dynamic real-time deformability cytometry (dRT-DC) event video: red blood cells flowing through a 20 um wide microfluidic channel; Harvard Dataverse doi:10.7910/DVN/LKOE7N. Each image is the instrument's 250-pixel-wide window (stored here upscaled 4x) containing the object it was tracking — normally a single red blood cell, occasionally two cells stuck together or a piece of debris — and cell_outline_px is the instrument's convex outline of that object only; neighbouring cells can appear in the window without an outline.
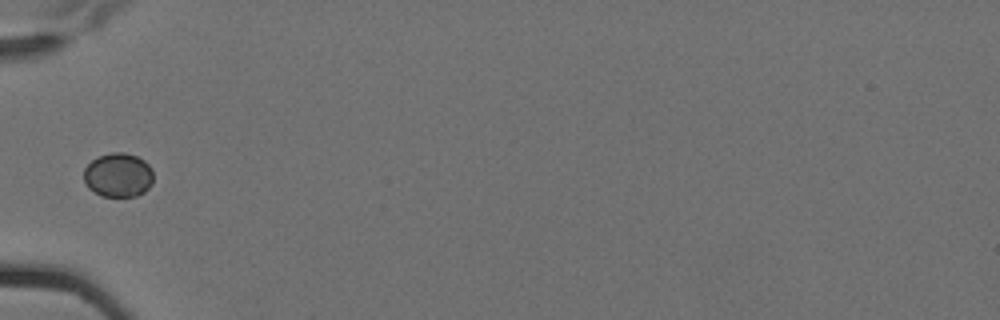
{"species": "Egyptian fruit bat (a non-hibernating species)", "species_latin": "Rousettus aegyptiacus", "temperature_condition": "cold", "stored_images_in_passage": 15, "camera_frame_rate_fps": 3000, "um_per_image_px": 0.085, "animal": {"sex": "female"}, "frame": {"image": 1, "passage_image": 6, "time_ms": 1.667, "image_size_px": [1000, 320], "cell_outline_px": [[152, 184], [144, 192], [136, 196], [100, 196], [88, 188], [84, 180], [84, 168], [92, 160], [100, 156], [112, 152], [124, 152], [136, 156], [144, 160], [152, 168]], "centroid_in_image_um": [10.05, 14.88], "position_along_channel_um": 75.0, "area_um2": 17.92}}
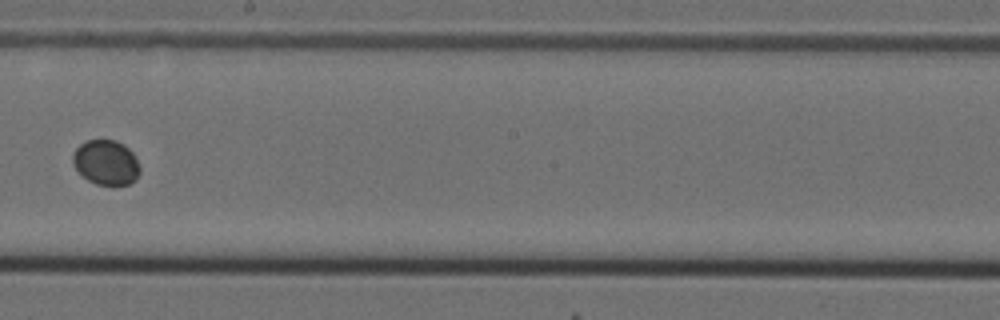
{"frame": {"image": 2, "passage_image": 10, "time_ms": 3.0, "image_size_px": [1000, 320], "cell_outline_px": [[140, 172], [136, 180], [128, 184], [112, 188], [96, 184], [88, 180], [72, 164], [72, 156], [76, 148], [80, 144], [88, 140], [116, 140], [124, 144], [132, 152], [140, 168]], "centroid_in_image_um": [9.03, 13.85], "position_along_channel_um": 239.2, "area_um2": 17.86}}
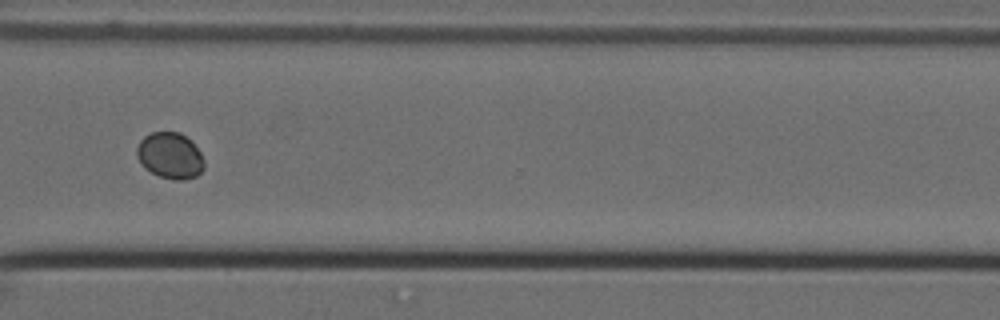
{"frame": {"image": 3, "passage_image": 13, "time_ms": 4.0, "image_size_px": [1000, 320], "cell_outline_px": [[204, 168], [196, 176], [184, 180], [176, 180], [160, 176], [144, 168], [140, 164], [136, 156], [136, 148], [140, 140], [144, 136], [152, 132], [180, 132], [192, 140], [200, 152], [204, 160]], "centroid_in_image_um": [14.45, 13.21], "position_along_channel_um": 356.2, "area_um2": 18.32}}